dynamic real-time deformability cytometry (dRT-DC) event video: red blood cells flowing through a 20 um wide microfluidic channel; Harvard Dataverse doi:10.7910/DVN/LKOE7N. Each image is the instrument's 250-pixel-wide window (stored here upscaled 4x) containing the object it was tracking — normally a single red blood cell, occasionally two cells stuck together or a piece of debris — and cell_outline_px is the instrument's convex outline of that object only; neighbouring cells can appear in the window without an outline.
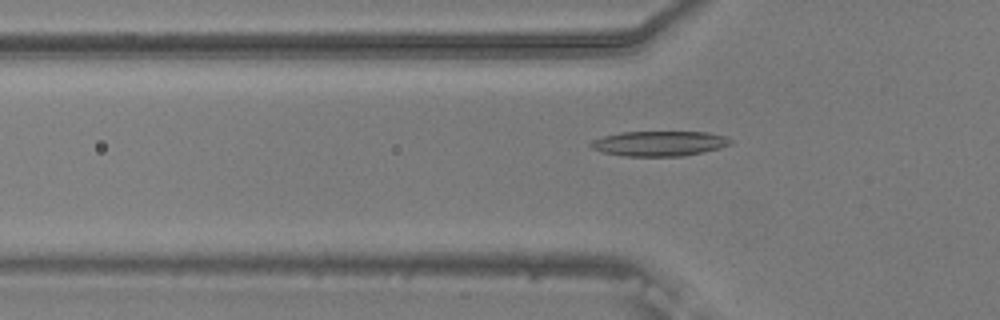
{"species": "common noctule bat (a hibernating species)", "species_latin": "Nyctalus noctula", "temperature_condition": "warm", "stored_images_in_passage": 54, "camera_frame_rate_fps": 3000, "um_per_image_px": 0.085, "animal": {"sex": "male", "body_mass_g": 20.5, "forearm_length_mm": 52.5}, "frame": {"image": 1, "passage_image": 18, "time_ms": 5.667, "image_size_px": [1000, 320], "cell_outline_px": [[732, 144], [720, 148], [704, 152], [684, 156], [624, 156], [604, 152], [592, 148], [588, 144], [592, 140], [604, 136], [620, 132], [708, 132], [724, 136], [732, 140]], "centroid_in_image_um": [56.06, 12.2], "position_along_channel_um": 69.7, "area_um2": 20.4}}
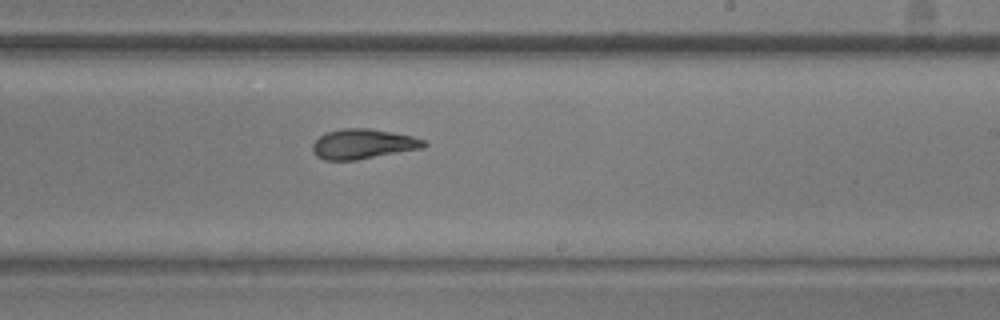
{"frame": {"image": 2, "passage_image": 33, "time_ms": 10.667, "image_size_px": [1000, 320], "cell_outline_px": [[428, 144], [424, 148], [356, 160], [324, 160], [316, 156], [312, 152], [312, 144], [324, 132], [340, 128], [368, 128], [392, 132], [412, 136], [424, 140]], "centroid_in_image_um": [30.83, 12.23], "position_along_channel_um": 258.2, "area_um2": 19.59}}
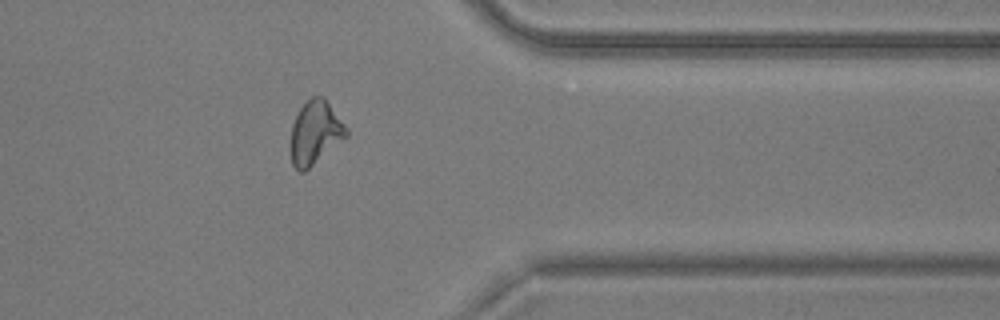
{"frame": {"image": 3, "passage_image": 44, "time_ms": 14.333, "image_size_px": [1000, 320], "cell_outline_px": [[348, 136], [304, 172], [300, 172], [292, 164], [292, 124], [300, 108], [312, 96], [320, 96], [328, 104], [348, 128]], "centroid_in_image_um": [26.81, 11.3], "position_along_channel_um": 384.6, "area_um2": 20.0}, "authors_computed_cell_mechanics": {"area_um2": 20.1144, "velocity_mm_per_s": 3.7458, "shape_relaxation_time_tau1_ms": 4.9801, "shape_relaxation_time_tau2_ms": 2.6758, "deformation_change_tau1": 0.1725, "deformation_change_tau2": 0.1138}}